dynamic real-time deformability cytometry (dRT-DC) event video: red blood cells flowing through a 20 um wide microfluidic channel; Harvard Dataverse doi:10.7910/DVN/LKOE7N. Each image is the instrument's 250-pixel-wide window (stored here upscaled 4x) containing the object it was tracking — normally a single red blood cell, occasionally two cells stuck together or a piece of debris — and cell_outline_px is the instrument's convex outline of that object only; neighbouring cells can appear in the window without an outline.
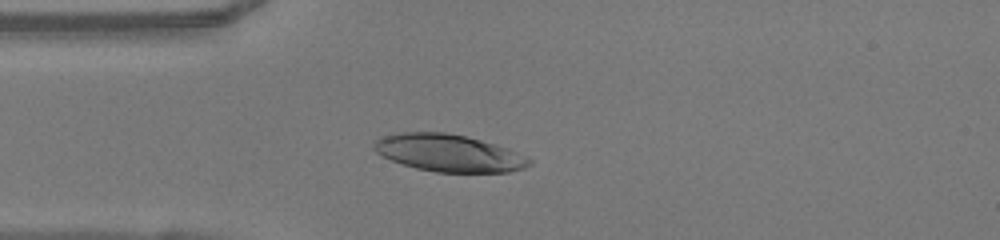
{"species": "human", "species_latin": "Homo sapiens", "temperature_condition": "warm", "stored_images_in_passage": 49, "camera_frame_rate_fps": 3000, "um_per_image_px": 0.085, "donor": {"sex": "female"}, "frame": {"image": 1, "passage_image": 12, "time_ms": 3.667, "image_size_px": [1000, 240], "cell_outline_px": [[532, 164], [524, 168], [508, 172], [436, 172], [416, 168], [392, 160], [376, 152], [372, 148], [372, 144], [376, 140], [384, 136], [404, 132], [444, 132], [464, 136], [496, 144], [508, 148], [528, 156], [532, 160]], "centroid_in_image_um": [38.19, 13.01], "position_along_channel_um": 46.8, "area_um2": 33.58}}
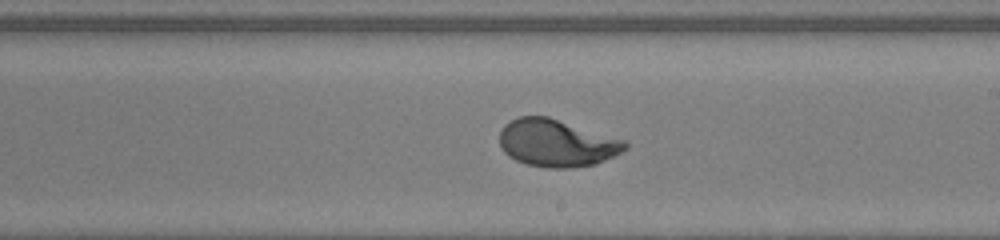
{"frame": {"image": 2, "passage_image": 27, "time_ms": 8.667, "image_size_px": [1000, 240], "cell_outline_px": [[628, 148], [596, 164], [572, 168], [548, 168], [524, 164], [508, 156], [504, 152], [500, 144], [500, 132], [504, 124], [520, 116], [548, 116], [628, 140]], "centroid_in_image_um": [47.34, 12.16], "position_along_channel_um": 241.7, "area_um2": 34.97}}
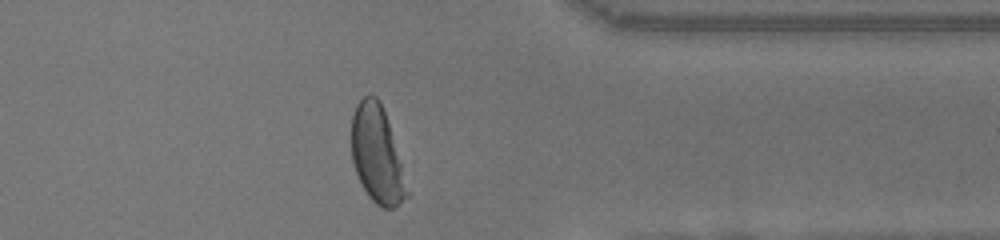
{"frame": {"image": 3, "passage_image": 38, "time_ms": 12.333, "image_size_px": [1000, 240], "cell_outline_px": [[408, 196], [392, 208], [384, 208], [376, 204], [368, 196], [356, 172], [352, 160], [352, 116], [356, 104], [368, 92], [376, 96], [380, 100], [388, 124], [400, 164], [408, 192]], "centroid_in_image_um": [32.0, 13.11], "position_along_channel_um": 379.4, "area_um2": 30.4}, "authors_computed_cell_mechanics": {"area_um2": 35.0268, "velocity_mm_per_s": 4.0876, "shape_relaxation_time_tau1_ms": 3.2927, "shape_relaxation_time_tau2_ms": null, "deformation_change_tau1": 0.2117, "deformation_change_tau2": null}}